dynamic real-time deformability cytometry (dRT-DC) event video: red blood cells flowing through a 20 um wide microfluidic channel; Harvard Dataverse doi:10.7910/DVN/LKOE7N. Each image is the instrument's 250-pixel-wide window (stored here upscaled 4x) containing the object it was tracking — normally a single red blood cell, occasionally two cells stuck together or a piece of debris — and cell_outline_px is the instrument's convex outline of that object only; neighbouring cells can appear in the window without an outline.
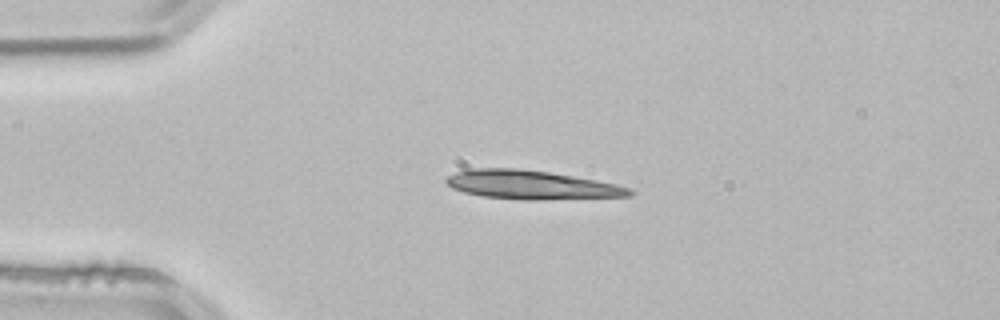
{"species": "common noctule bat (a hibernating species)", "species_latin": "Nyctalus noctula", "temperature_condition": "room temperature", "stored_images_in_passage": 4, "camera_frame_rate_fps": 3000, "um_per_image_px": 0.085, "animal": {"sex": "male", "body_mass_g": 21.5, "forearm_length_mm": 52.0}, "frame": {"image": 1, "passage_image": 1, "time_ms": 0.0, "image_size_px": [1000, 320], "cell_outline_px": [[636, 192], [632, 196], [540, 200], [524, 200], [480, 196], [464, 192], [452, 188], [444, 180], [448, 176], [456, 172], [472, 168], [516, 168], [548, 172], [572, 176], [616, 184], [632, 188]], "centroid_in_image_um": [45.18, 15.72], "position_along_channel_um": 39.8, "area_um2": 30.87}}